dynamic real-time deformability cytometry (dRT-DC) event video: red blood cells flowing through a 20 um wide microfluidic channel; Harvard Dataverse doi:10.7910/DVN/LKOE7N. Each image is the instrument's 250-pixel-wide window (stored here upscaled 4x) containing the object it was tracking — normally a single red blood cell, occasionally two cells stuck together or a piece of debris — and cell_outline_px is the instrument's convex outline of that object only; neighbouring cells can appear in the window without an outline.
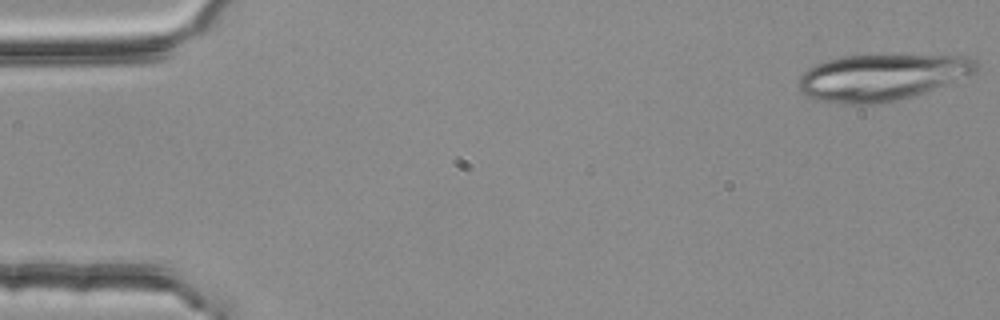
{"species": "common noctule bat (a hibernating species)", "species_latin": "Nyctalus noctula", "temperature_condition": "room temperature", "stored_images_in_passage": 3, "camera_frame_rate_fps": 3000, "um_per_image_px": 0.085, "animal": {"sex": "female", "body_mass_g": 25.1}, "frame": {"image": 1, "passage_image": 1, "time_ms": 0.0, "image_size_px": [1000, 320], "cell_outline_px": [[980, 68], [976, 72], [924, 92], [896, 100], [880, 104], [844, 104], [816, 100], [804, 96], [796, 84], [800, 76], [808, 68], [816, 64], [840, 56], [968, 56], [976, 60], [980, 64]], "centroid_in_image_um": [74.89, 6.58], "position_along_channel_um": 10.1, "area_um2": 47.8}}